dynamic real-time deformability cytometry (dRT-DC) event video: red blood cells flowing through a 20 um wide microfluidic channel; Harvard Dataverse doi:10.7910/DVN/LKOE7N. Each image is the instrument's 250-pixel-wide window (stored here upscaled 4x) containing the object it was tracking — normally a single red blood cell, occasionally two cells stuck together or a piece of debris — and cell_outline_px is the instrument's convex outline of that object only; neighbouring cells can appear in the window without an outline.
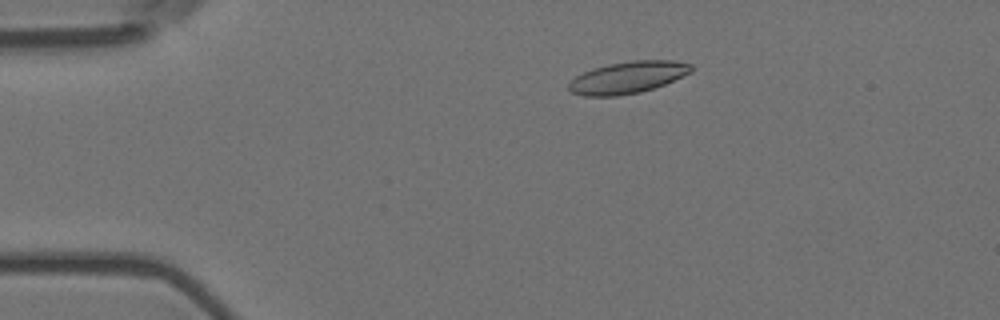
{"species": "Egyptian fruit bat (a non-hibernating species)", "species_latin": "Rousettus aegyptiacus", "temperature_condition": "room temperature", "stored_images_in_passage": 11, "camera_frame_rate_fps": 3000, "um_per_image_px": 0.085, "animal": {"sex": "female"}, "frame": {"image": 1, "passage_image": 3, "time_ms": 0.667, "image_size_px": [1000, 320], "cell_outline_px": [[692, 72], [664, 84], [640, 92], [616, 96], [584, 96], [572, 92], [568, 88], [568, 84], [576, 76], [592, 68], [608, 64], [632, 60], [672, 60], [692, 64]], "centroid_in_image_um": [53.36, 6.57], "position_along_channel_um": 31.6, "area_um2": 22.66}}
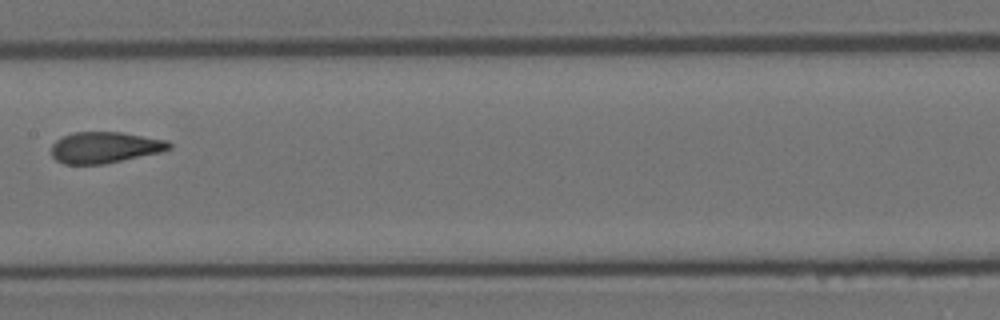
{"frame": {"image": 2, "passage_image": 8, "time_ms": 2.333, "image_size_px": [1000, 320], "cell_outline_px": [[172, 148], [160, 152], [104, 164], [64, 164], [56, 160], [52, 156], [52, 144], [56, 140], [72, 132], [124, 132], [168, 140], [172, 144]], "centroid_in_image_um": [8.93, 12.52], "position_along_channel_um": 198.5, "area_um2": 21.5}}
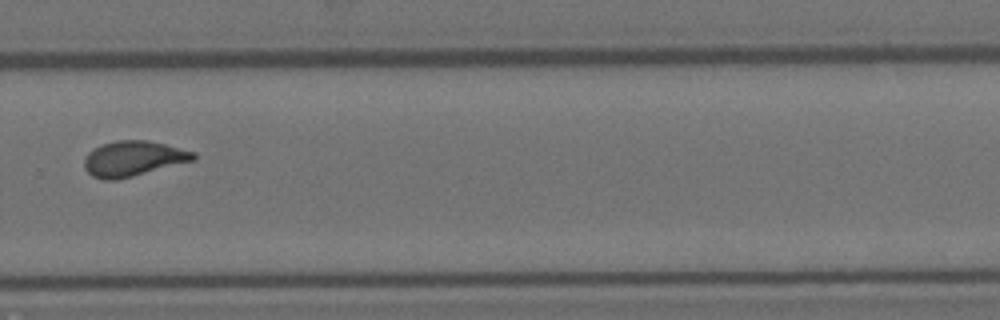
{"frame": {"image": 3, "passage_image": 11, "time_ms": 3.333, "image_size_px": [1000, 320], "cell_outline_px": [[196, 160], [116, 180], [104, 180], [92, 176], [84, 168], [84, 160], [88, 152], [92, 148], [116, 140], [148, 140], [196, 152]], "centroid_in_image_um": [11.32, 13.48], "position_along_channel_um": 318.5, "area_um2": 22.43}}